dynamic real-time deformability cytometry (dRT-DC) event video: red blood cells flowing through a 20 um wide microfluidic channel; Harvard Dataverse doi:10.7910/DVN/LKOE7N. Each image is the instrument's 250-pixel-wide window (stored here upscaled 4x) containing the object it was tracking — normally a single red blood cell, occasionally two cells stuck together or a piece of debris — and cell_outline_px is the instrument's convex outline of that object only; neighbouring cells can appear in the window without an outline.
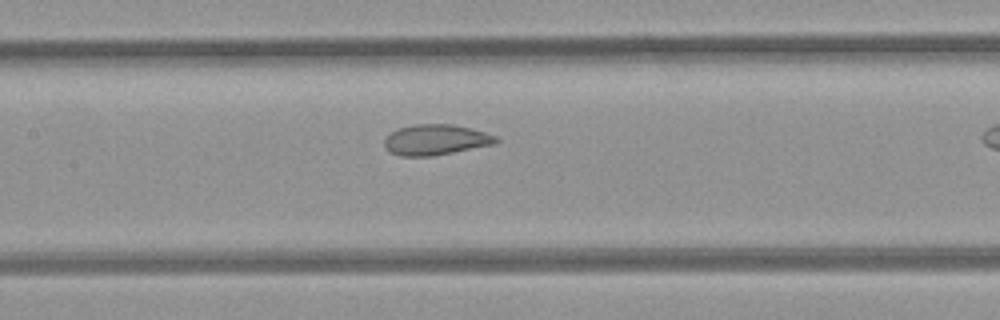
{"species": "common noctule bat (a hibernating species)", "species_latin": "Nyctalus noctula", "temperature_condition": "room temperature", "stored_images_in_passage": 26, "camera_frame_rate_fps": 3000, "um_per_image_px": 0.085, "animal": {"sex": "female", "body_mass_g": 21.9}, "frame": {"image": 1, "passage_image": 19, "time_ms": 6.0, "image_size_px": [1000, 320], "cell_outline_px": [[500, 140], [496, 144], [432, 156], [400, 156], [384, 148], [384, 140], [392, 132], [400, 128], [412, 124], [452, 124], [484, 132], [496, 136]], "centroid_in_image_um": [37.04, 11.88], "position_along_channel_um": 170.4, "area_um2": 19.77}}
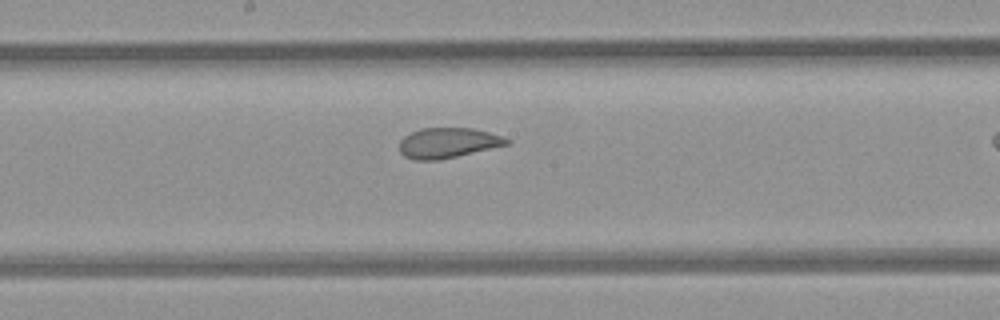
{"frame": {"image": 2, "passage_image": 22, "time_ms": 7.0, "image_size_px": [1000, 320], "cell_outline_px": [[512, 144], [440, 160], [416, 160], [404, 156], [400, 152], [400, 140], [404, 136], [420, 128], [472, 128], [504, 136], [512, 140]], "centroid_in_image_um": [38.12, 12.15], "position_along_channel_um": 210.1, "area_um2": 19.13}}